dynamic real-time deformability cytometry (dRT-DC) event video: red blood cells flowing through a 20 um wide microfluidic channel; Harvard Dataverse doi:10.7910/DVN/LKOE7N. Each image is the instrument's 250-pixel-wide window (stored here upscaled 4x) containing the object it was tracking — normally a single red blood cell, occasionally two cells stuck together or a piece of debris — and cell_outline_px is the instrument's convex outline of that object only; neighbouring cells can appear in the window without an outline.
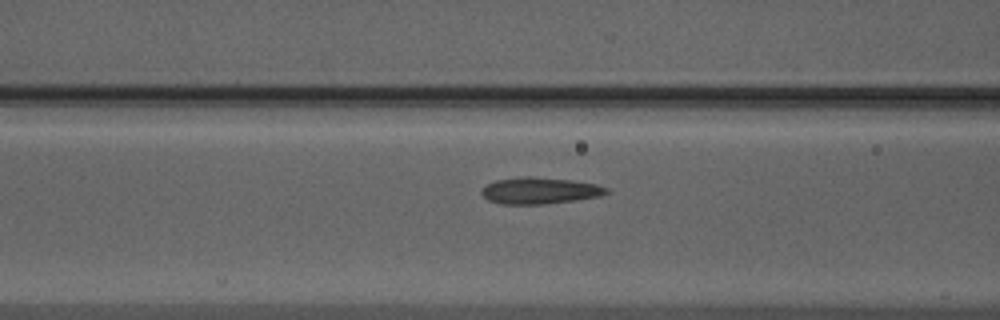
{"species": "Egyptian fruit bat (a non-hibernating species)", "species_latin": "Rousettus aegyptiacus", "temperature_condition": "warm", "stored_images_in_passage": 17, "camera_frame_rate_fps": 3000, "um_per_image_px": 0.085, "animal": {"sex": "male"}, "frame": {"image": 1, "passage_image": 15, "time_ms": 4.667, "image_size_px": [1000, 320], "cell_outline_px": [[608, 192], [600, 196], [576, 200], [544, 204], [500, 204], [488, 200], [480, 192], [488, 184], [496, 180], [520, 176], [532, 176], [572, 180], [596, 184], [608, 188]], "centroid_in_image_um": [45.87, 16.2], "position_along_channel_um": 120.7, "area_um2": 19.31}}